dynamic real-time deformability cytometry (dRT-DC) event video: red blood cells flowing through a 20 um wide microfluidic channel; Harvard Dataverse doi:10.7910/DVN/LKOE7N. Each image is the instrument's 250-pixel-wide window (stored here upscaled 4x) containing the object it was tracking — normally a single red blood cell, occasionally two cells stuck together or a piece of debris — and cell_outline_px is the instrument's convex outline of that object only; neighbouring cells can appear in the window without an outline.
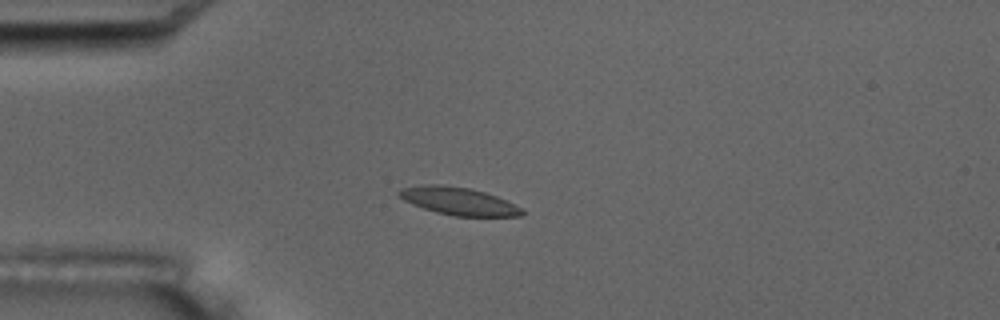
{"species": "common noctule bat (a hibernating species)", "species_latin": "Nyctalus noctula", "temperature_condition": "room temperature", "stored_images_in_passage": 9, "camera_frame_rate_fps": 3000, "um_per_image_px": 0.085, "animal": {"sex": "male", "body_mass_g": 17.5, "forearm_length_mm": 52.3}, "frame": {"image": 1, "passage_image": 4, "time_ms": 4.333, "image_size_px": [1000, 320], "cell_outline_px": [[524, 212], [520, 216], [456, 216], [436, 212], [412, 204], [404, 200], [396, 192], [400, 188], [420, 184], [436, 184], [468, 188], [484, 192], [496, 196], [520, 208]], "centroid_in_image_um": [38.9, 17.08], "position_along_channel_um": 46.1, "area_um2": 19.54}}
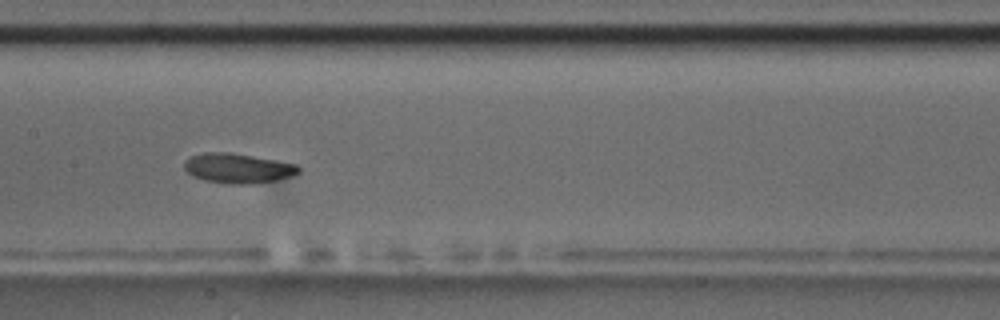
{"frame": {"image": 2, "passage_image": 8, "time_ms": 9.0, "image_size_px": [1000, 320], "cell_outline_px": [[300, 172], [292, 176], [276, 180], [252, 184], [228, 184], [204, 180], [192, 176], [184, 168], [184, 160], [192, 156], [204, 152], [228, 152], [252, 156], [296, 164], [300, 168]], "centroid_in_image_um": [20.2, 14.31], "position_along_channel_um": 187.2, "area_um2": 19.83}}